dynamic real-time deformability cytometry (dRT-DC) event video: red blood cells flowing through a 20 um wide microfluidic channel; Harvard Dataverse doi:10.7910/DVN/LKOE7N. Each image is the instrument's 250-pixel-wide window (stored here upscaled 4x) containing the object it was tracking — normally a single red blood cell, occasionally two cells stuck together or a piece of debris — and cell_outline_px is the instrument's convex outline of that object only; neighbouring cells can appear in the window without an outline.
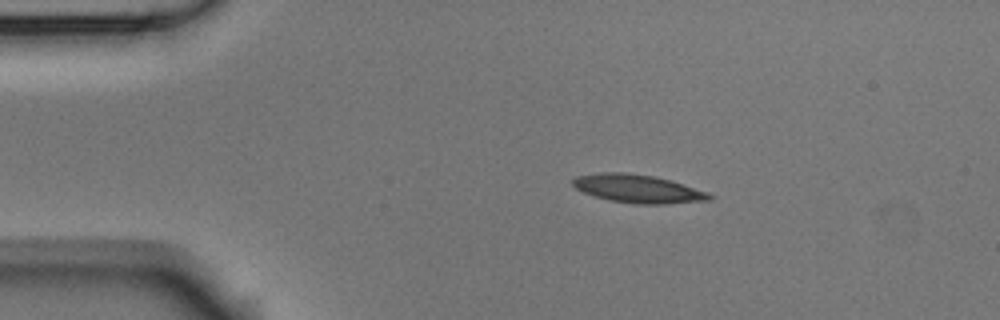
{"species": "Egyptian fruit bat (a non-hibernating species)", "species_latin": "Rousettus aegyptiacus", "temperature_condition": "room temperature", "stored_images_in_passage": 6, "camera_frame_rate_fps": 3000, "um_per_image_px": 0.085, "animal": {"sex": "male"}, "frame": {"image": 1, "passage_image": 1, "time_ms": 0.0, "image_size_px": [1000, 320], "cell_outline_px": [[716, 196], [712, 200], [664, 204], [636, 204], [608, 200], [584, 192], [576, 188], [572, 184], [572, 180], [576, 176], [600, 172], [628, 172], [656, 176], [672, 180], [708, 192]], "centroid_in_image_um": [54.27, 16.03], "position_along_channel_um": 30.7, "area_um2": 22.77}}
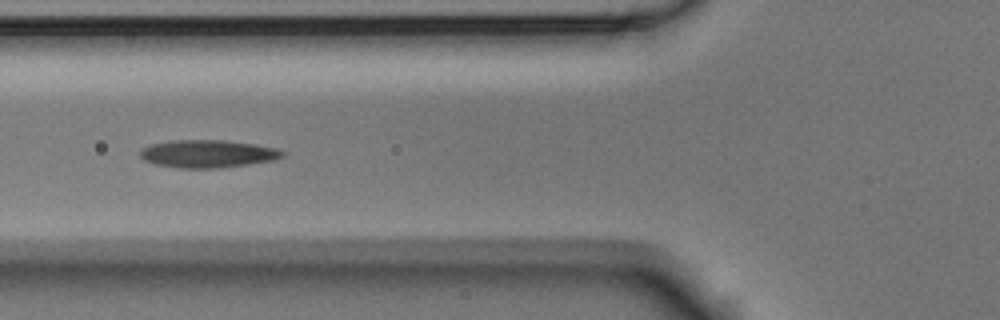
{"frame": {"image": 2, "passage_image": 4, "time_ms": 1.0, "image_size_px": [1000, 320], "cell_outline_px": [[288, 152], [284, 156], [272, 160], [248, 164], [220, 168], [180, 168], [156, 164], [144, 160], [140, 156], [140, 152], [144, 148], [152, 144], [172, 140], [224, 140], [252, 144], [276, 148]], "centroid_in_image_um": [17.68, 13.07], "position_along_channel_um": 108.1, "area_um2": 22.83}}
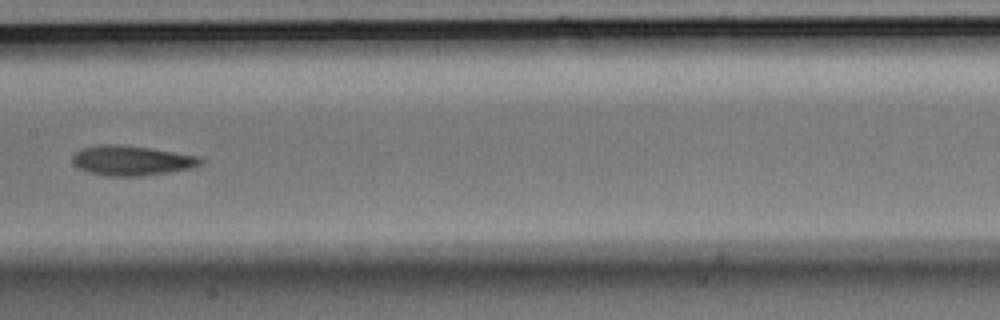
{"frame": {"image": 3, "passage_image": 6, "time_ms": 1.667, "image_size_px": [1000, 320], "cell_outline_px": [[204, 160], [200, 164], [192, 168], [168, 172], [140, 176], [104, 176], [88, 172], [80, 168], [72, 160], [72, 156], [80, 148], [104, 144], [116, 144], [152, 148], [200, 156]], "centroid_in_image_um": [11.21, 13.64], "position_along_channel_um": 196.2, "area_um2": 22.31}}